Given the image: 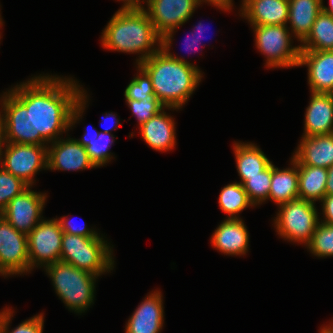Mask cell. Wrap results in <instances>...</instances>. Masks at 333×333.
I'll return each mask as SVG.
<instances>
[{
    "label": "cell",
    "mask_w": 333,
    "mask_h": 333,
    "mask_svg": "<svg viewBox=\"0 0 333 333\" xmlns=\"http://www.w3.org/2000/svg\"><path fill=\"white\" fill-rule=\"evenodd\" d=\"M63 79L37 76L6 92L0 142L44 145L72 127L85 109L87 96L75 80Z\"/></svg>",
    "instance_id": "1"
},
{
    "label": "cell",
    "mask_w": 333,
    "mask_h": 333,
    "mask_svg": "<svg viewBox=\"0 0 333 333\" xmlns=\"http://www.w3.org/2000/svg\"><path fill=\"white\" fill-rule=\"evenodd\" d=\"M169 51L160 48L137 65L150 76L155 97L168 109H180L201 81L202 74L195 65Z\"/></svg>",
    "instance_id": "2"
},
{
    "label": "cell",
    "mask_w": 333,
    "mask_h": 333,
    "mask_svg": "<svg viewBox=\"0 0 333 333\" xmlns=\"http://www.w3.org/2000/svg\"><path fill=\"white\" fill-rule=\"evenodd\" d=\"M106 49L128 53H141L138 64L160 49L161 37L156 33L145 8L118 10L102 33ZM158 43L157 49H152ZM151 49V50H150Z\"/></svg>",
    "instance_id": "3"
},
{
    "label": "cell",
    "mask_w": 333,
    "mask_h": 333,
    "mask_svg": "<svg viewBox=\"0 0 333 333\" xmlns=\"http://www.w3.org/2000/svg\"><path fill=\"white\" fill-rule=\"evenodd\" d=\"M45 270L56 293L70 310L82 313L93 303L98 276L62 261L45 266Z\"/></svg>",
    "instance_id": "4"
},
{
    "label": "cell",
    "mask_w": 333,
    "mask_h": 333,
    "mask_svg": "<svg viewBox=\"0 0 333 333\" xmlns=\"http://www.w3.org/2000/svg\"><path fill=\"white\" fill-rule=\"evenodd\" d=\"M106 242L102 237L63 233L60 261L100 276L114 268L112 250Z\"/></svg>",
    "instance_id": "5"
},
{
    "label": "cell",
    "mask_w": 333,
    "mask_h": 333,
    "mask_svg": "<svg viewBox=\"0 0 333 333\" xmlns=\"http://www.w3.org/2000/svg\"><path fill=\"white\" fill-rule=\"evenodd\" d=\"M314 204L300 198L280 204L275 220L278 234L307 245L320 222Z\"/></svg>",
    "instance_id": "6"
},
{
    "label": "cell",
    "mask_w": 333,
    "mask_h": 333,
    "mask_svg": "<svg viewBox=\"0 0 333 333\" xmlns=\"http://www.w3.org/2000/svg\"><path fill=\"white\" fill-rule=\"evenodd\" d=\"M256 46L267 57L268 67H295L299 65L300 46L292 47L286 25H252ZM291 47V48H290Z\"/></svg>",
    "instance_id": "7"
},
{
    "label": "cell",
    "mask_w": 333,
    "mask_h": 333,
    "mask_svg": "<svg viewBox=\"0 0 333 333\" xmlns=\"http://www.w3.org/2000/svg\"><path fill=\"white\" fill-rule=\"evenodd\" d=\"M146 3V13L161 37L162 50H169L174 30L188 21L199 5L198 0H147Z\"/></svg>",
    "instance_id": "8"
},
{
    "label": "cell",
    "mask_w": 333,
    "mask_h": 333,
    "mask_svg": "<svg viewBox=\"0 0 333 333\" xmlns=\"http://www.w3.org/2000/svg\"><path fill=\"white\" fill-rule=\"evenodd\" d=\"M3 143H6L4 159L1 156ZM47 149L46 145L0 142L2 168L30 187L38 170L47 168Z\"/></svg>",
    "instance_id": "9"
},
{
    "label": "cell",
    "mask_w": 333,
    "mask_h": 333,
    "mask_svg": "<svg viewBox=\"0 0 333 333\" xmlns=\"http://www.w3.org/2000/svg\"><path fill=\"white\" fill-rule=\"evenodd\" d=\"M63 231L57 219L41 220L27 235L29 271L36 265L60 261ZM45 263V264H44Z\"/></svg>",
    "instance_id": "10"
},
{
    "label": "cell",
    "mask_w": 333,
    "mask_h": 333,
    "mask_svg": "<svg viewBox=\"0 0 333 333\" xmlns=\"http://www.w3.org/2000/svg\"><path fill=\"white\" fill-rule=\"evenodd\" d=\"M29 272L27 235L17 231L0 215V274Z\"/></svg>",
    "instance_id": "11"
},
{
    "label": "cell",
    "mask_w": 333,
    "mask_h": 333,
    "mask_svg": "<svg viewBox=\"0 0 333 333\" xmlns=\"http://www.w3.org/2000/svg\"><path fill=\"white\" fill-rule=\"evenodd\" d=\"M46 197L45 194L34 192L28 187L15 196L0 215L17 231L28 235L42 220L41 212Z\"/></svg>",
    "instance_id": "12"
},
{
    "label": "cell",
    "mask_w": 333,
    "mask_h": 333,
    "mask_svg": "<svg viewBox=\"0 0 333 333\" xmlns=\"http://www.w3.org/2000/svg\"><path fill=\"white\" fill-rule=\"evenodd\" d=\"M52 143L47 149V169L76 171L96 167L86 148L75 139H60Z\"/></svg>",
    "instance_id": "13"
},
{
    "label": "cell",
    "mask_w": 333,
    "mask_h": 333,
    "mask_svg": "<svg viewBox=\"0 0 333 333\" xmlns=\"http://www.w3.org/2000/svg\"><path fill=\"white\" fill-rule=\"evenodd\" d=\"M308 66L311 92L333 94V50H301L299 65Z\"/></svg>",
    "instance_id": "14"
},
{
    "label": "cell",
    "mask_w": 333,
    "mask_h": 333,
    "mask_svg": "<svg viewBox=\"0 0 333 333\" xmlns=\"http://www.w3.org/2000/svg\"><path fill=\"white\" fill-rule=\"evenodd\" d=\"M162 303L160 291L149 294L128 320L126 333H159L164 322Z\"/></svg>",
    "instance_id": "15"
},
{
    "label": "cell",
    "mask_w": 333,
    "mask_h": 333,
    "mask_svg": "<svg viewBox=\"0 0 333 333\" xmlns=\"http://www.w3.org/2000/svg\"><path fill=\"white\" fill-rule=\"evenodd\" d=\"M293 159L298 165L333 166V133L303 136Z\"/></svg>",
    "instance_id": "16"
},
{
    "label": "cell",
    "mask_w": 333,
    "mask_h": 333,
    "mask_svg": "<svg viewBox=\"0 0 333 333\" xmlns=\"http://www.w3.org/2000/svg\"><path fill=\"white\" fill-rule=\"evenodd\" d=\"M303 136L333 133V94L311 92Z\"/></svg>",
    "instance_id": "17"
},
{
    "label": "cell",
    "mask_w": 333,
    "mask_h": 333,
    "mask_svg": "<svg viewBox=\"0 0 333 333\" xmlns=\"http://www.w3.org/2000/svg\"><path fill=\"white\" fill-rule=\"evenodd\" d=\"M249 234L241 218L225 219L214 231L211 243L228 255H244L248 251Z\"/></svg>",
    "instance_id": "18"
},
{
    "label": "cell",
    "mask_w": 333,
    "mask_h": 333,
    "mask_svg": "<svg viewBox=\"0 0 333 333\" xmlns=\"http://www.w3.org/2000/svg\"><path fill=\"white\" fill-rule=\"evenodd\" d=\"M242 16L252 25H286L288 0H243Z\"/></svg>",
    "instance_id": "19"
},
{
    "label": "cell",
    "mask_w": 333,
    "mask_h": 333,
    "mask_svg": "<svg viewBox=\"0 0 333 333\" xmlns=\"http://www.w3.org/2000/svg\"><path fill=\"white\" fill-rule=\"evenodd\" d=\"M144 141L154 150L168 151L175 146V123L164 110L140 125Z\"/></svg>",
    "instance_id": "20"
},
{
    "label": "cell",
    "mask_w": 333,
    "mask_h": 333,
    "mask_svg": "<svg viewBox=\"0 0 333 333\" xmlns=\"http://www.w3.org/2000/svg\"><path fill=\"white\" fill-rule=\"evenodd\" d=\"M288 21L299 41L310 33L316 17L322 11V0H288Z\"/></svg>",
    "instance_id": "21"
},
{
    "label": "cell",
    "mask_w": 333,
    "mask_h": 333,
    "mask_svg": "<svg viewBox=\"0 0 333 333\" xmlns=\"http://www.w3.org/2000/svg\"><path fill=\"white\" fill-rule=\"evenodd\" d=\"M292 168L280 170L272 164L269 199L278 205L299 198L298 164L292 158Z\"/></svg>",
    "instance_id": "22"
},
{
    "label": "cell",
    "mask_w": 333,
    "mask_h": 333,
    "mask_svg": "<svg viewBox=\"0 0 333 333\" xmlns=\"http://www.w3.org/2000/svg\"><path fill=\"white\" fill-rule=\"evenodd\" d=\"M328 169L310 165H298L299 198L315 202L326 195Z\"/></svg>",
    "instance_id": "23"
},
{
    "label": "cell",
    "mask_w": 333,
    "mask_h": 333,
    "mask_svg": "<svg viewBox=\"0 0 333 333\" xmlns=\"http://www.w3.org/2000/svg\"><path fill=\"white\" fill-rule=\"evenodd\" d=\"M234 153L241 184L247 180V176L260 175L272 162L254 144L235 143Z\"/></svg>",
    "instance_id": "24"
},
{
    "label": "cell",
    "mask_w": 333,
    "mask_h": 333,
    "mask_svg": "<svg viewBox=\"0 0 333 333\" xmlns=\"http://www.w3.org/2000/svg\"><path fill=\"white\" fill-rule=\"evenodd\" d=\"M302 43L301 50H333V17L321 11Z\"/></svg>",
    "instance_id": "25"
},
{
    "label": "cell",
    "mask_w": 333,
    "mask_h": 333,
    "mask_svg": "<svg viewBox=\"0 0 333 333\" xmlns=\"http://www.w3.org/2000/svg\"><path fill=\"white\" fill-rule=\"evenodd\" d=\"M219 206L223 212L229 214L228 218H238L237 213L254 204L250 201L243 185L235 182L223 187L219 195Z\"/></svg>",
    "instance_id": "26"
},
{
    "label": "cell",
    "mask_w": 333,
    "mask_h": 333,
    "mask_svg": "<svg viewBox=\"0 0 333 333\" xmlns=\"http://www.w3.org/2000/svg\"><path fill=\"white\" fill-rule=\"evenodd\" d=\"M272 178V163L260 175L247 176L242 185L250 201L255 205L269 198Z\"/></svg>",
    "instance_id": "27"
},
{
    "label": "cell",
    "mask_w": 333,
    "mask_h": 333,
    "mask_svg": "<svg viewBox=\"0 0 333 333\" xmlns=\"http://www.w3.org/2000/svg\"><path fill=\"white\" fill-rule=\"evenodd\" d=\"M109 139H111L110 143ZM76 141L86 148L90 160L96 167L103 166L111 160L112 156L108 151L109 146L114 142V136L111 133L101 131L99 135L92 140L76 139Z\"/></svg>",
    "instance_id": "28"
},
{
    "label": "cell",
    "mask_w": 333,
    "mask_h": 333,
    "mask_svg": "<svg viewBox=\"0 0 333 333\" xmlns=\"http://www.w3.org/2000/svg\"><path fill=\"white\" fill-rule=\"evenodd\" d=\"M306 246L318 257L333 256V224L321 220Z\"/></svg>",
    "instance_id": "29"
},
{
    "label": "cell",
    "mask_w": 333,
    "mask_h": 333,
    "mask_svg": "<svg viewBox=\"0 0 333 333\" xmlns=\"http://www.w3.org/2000/svg\"><path fill=\"white\" fill-rule=\"evenodd\" d=\"M29 186L20 178L12 175L8 171L0 168V214L7 204L15 197L20 195Z\"/></svg>",
    "instance_id": "30"
},
{
    "label": "cell",
    "mask_w": 333,
    "mask_h": 333,
    "mask_svg": "<svg viewBox=\"0 0 333 333\" xmlns=\"http://www.w3.org/2000/svg\"><path fill=\"white\" fill-rule=\"evenodd\" d=\"M140 75L134 77L125 89V98L133 100H143L144 98L155 97L152 81L147 72L138 65Z\"/></svg>",
    "instance_id": "31"
},
{
    "label": "cell",
    "mask_w": 333,
    "mask_h": 333,
    "mask_svg": "<svg viewBox=\"0 0 333 333\" xmlns=\"http://www.w3.org/2000/svg\"><path fill=\"white\" fill-rule=\"evenodd\" d=\"M13 311L6 309L3 312H0V333H8V324L10 323V318ZM43 314L33 316L31 319L23 321L10 333H42L43 332V323H44Z\"/></svg>",
    "instance_id": "32"
},
{
    "label": "cell",
    "mask_w": 333,
    "mask_h": 333,
    "mask_svg": "<svg viewBox=\"0 0 333 333\" xmlns=\"http://www.w3.org/2000/svg\"><path fill=\"white\" fill-rule=\"evenodd\" d=\"M128 106L137 117L139 125H142L154 115L166 108L156 97L144 98L143 100L126 99Z\"/></svg>",
    "instance_id": "33"
},
{
    "label": "cell",
    "mask_w": 333,
    "mask_h": 333,
    "mask_svg": "<svg viewBox=\"0 0 333 333\" xmlns=\"http://www.w3.org/2000/svg\"><path fill=\"white\" fill-rule=\"evenodd\" d=\"M58 222L60 223L61 230L63 233L66 234H72V235H81L84 237H100L98 236V233L95 232L93 229H88L83 226H77L74 225L73 223L71 224V221L69 222L68 219L65 217L57 219Z\"/></svg>",
    "instance_id": "34"
},
{
    "label": "cell",
    "mask_w": 333,
    "mask_h": 333,
    "mask_svg": "<svg viewBox=\"0 0 333 333\" xmlns=\"http://www.w3.org/2000/svg\"><path fill=\"white\" fill-rule=\"evenodd\" d=\"M325 220L323 223L333 224V195H325L321 200Z\"/></svg>",
    "instance_id": "35"
},
{
    "label": "cell",
    "mask_w": 333,
    "mask_h": 333,
    "mask_svg": "<svg viewBox=\"0 0 333 333\" xmlns=\"http://www.w3.org/2000/svg\"><path fill=\"white\" fill-rule=\"evenodd\" d=\"M202 1L210 2V4H213L222 10H230L231 6H233L232 0H198V3L201 4Z\"/></svg>",
    "instance_id": "36"
},
{
    "label": "cell",
    "mask_w": 333,
    "mask_h": 333,
    "mask_svg": "<svg viewBox=\"0 0 333 333\" xmlns=\"http://www.w3.org/2000/svg\"><path fill=\"white\" fill-rule=\"evenodd\" d=\"M124 1V5L120 10H137L144 8L140 2V0H122Z\"/></svg>",
    "instance_id": "37"
},
{
    "label": "cell",
    "mask_w": 333,
    "mask_h": 333,
    "mask_svg": "<svg viewBox=\"0 0 333 333\" xmlns=\"http://www.w3.org/2000/svg\"><path fill=\"white\" fill-rule=\"evenodd\" d=\"M326 195H333V166L328 168Z\"/></svg>",
    "instance_id": "38"
},
{
    "label": "cell",
    "mask_w": 333,
    "mask_h": 333,
    "mask_svg": "<svg viewBox=\"0 0 333 333\" xmlns=\"http://www.w3.org/2000/svg\"><path fill=\"white\" fill-rule=\"evenodd\" d=\"M93 132V128L92 129H88L86 131V133H84V136L82 139H79V140H92L93 138L97 137L99 135V131L95 130L96 132L95 133H89V132ZM88 132V133H87Z\"/></svg>",
    "instance_id": "39"
},
{
    "label": "cell",
    "mask_w": 333,
    "mask_h": 333,
    "mask_svg": "<svg viewBox=\"0 0 333 333\" xmlns=\"http://www.w3.org/2000/svg\"><path fill=\"white\" fill-rule=\"evenodd\" d=\"M193 34V33H192ZM193 39H191V41H190V39H189V37L186 39V41H190V43L189 44H187V43H185V47L186 48H189L190 50L194 47V45H195V47H196V45H197V43L199 42V39H197V36H196V34H194L193 35ZM198 48L196 47L195 49H194V51L195 50H197Z\"/></svg>",
    "instance_id": "40"
},
{
    "label": "cell",
    "mask_w": 333,
    "mask_h": 333,
    "mask_svg": "<svg viewBox=\"0 0 333 333\" xmlns=\"http://www.w3.org/2000/svg\"><path fill=\"white\" fill-rule=\"evenodd\" d=\"M108 117H111V118L113 117V119H115V118H116V115H115V114H112V112H111V114H110V113H109V114L106 113V115H105L104 118L107 119ZM113 119H112V120H113ZM118 120H119V119H117V120L115 119V122H114V123H116V124H115L116 127L119 125V124H118V123H119ZM109 121H110V120H109ZM113 127H114V125H113ZM113 127L109 126V127L105 128V130H104L103 132H105V133H110L109 131H111Z\"/></svg>",
    "instance_id": "41"
},
{
    "label": "cell",
    "mask_w": 333,
    "mask_h": 333,
    "mask_svg": "<svg viewBox=\"0 0 333 333\" xmlns=\"http://www.w3.org/2000/svg\"><path fill=\"white\" fill-rule=\"evenodd\" d=\"M329 8L323 6V0H322V11L331 15L333 17V0H329Z\"/></svg>",
    "instance_id": "42"
},
{
    "label": "cell",
    "mask_w": 333,
    "mask_h": 333,
    "mask_svg": "<svg viewBox=\"0 0 333 333\" xmlns=\"http://www.w3.org/2000/svg\"><path fill=\"white\" fill-rule=\"evenodd\" d=\"M195 27H196V32L195 33L197 34L196 36L199 37V35H201V33H203V30H202L203 29V25H202L201 22H199V24L197 26H195Z\"/></svg>",
    "instance_id": "43"
},
{
    "label": "cell",
    "mask_w": 333,
    "mask_h": 333,
    "mask_svg": "<svg viewBox=\"0 0 333 333\" xmlns=\"http://www.w3.org/2000/svg\"><path fill=\"white\" fill-rule=\"evenodd\" d=\"M320 333H333V330L330 327L325 326L321 329Z\"/></svg>",
    "instance_id": "44"
}]
</instances>
